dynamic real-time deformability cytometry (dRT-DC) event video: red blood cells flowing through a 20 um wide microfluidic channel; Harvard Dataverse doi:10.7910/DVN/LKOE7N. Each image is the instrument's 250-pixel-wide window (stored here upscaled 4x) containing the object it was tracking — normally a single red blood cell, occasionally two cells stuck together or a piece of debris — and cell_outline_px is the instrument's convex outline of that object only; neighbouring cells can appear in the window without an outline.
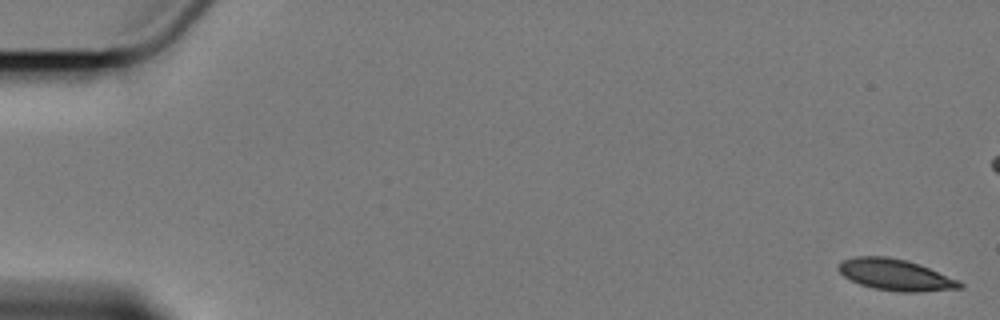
{"species": "Egyptian fruit bat (a non-hibernating species)", "species_latin": "Rousettus aegyptiacus", "temperature_condition": "cold", "stored_images_in_passage": 6, "camera_frame_rate_fps": 3000, "um_per_image_px": 0.085, "animal": {"sex": "female"}, "frame": {"image": 1, "passage_image": 1, "time_ms": 0.0, "image_size_px": [1000, 320], "cell_outline_px": [[964, 288], [920, 292], [900, 292], [872, 288], [860, 284], [844, 276], [836, 268], [844, 260], [856, 256], [888, 256], [920, 264], [960, 280], [964, 284]], "centroid_in_image_um": [76.17, 23.37], "position_along_channel_um": 8.8, "area_um2": 22.25}}